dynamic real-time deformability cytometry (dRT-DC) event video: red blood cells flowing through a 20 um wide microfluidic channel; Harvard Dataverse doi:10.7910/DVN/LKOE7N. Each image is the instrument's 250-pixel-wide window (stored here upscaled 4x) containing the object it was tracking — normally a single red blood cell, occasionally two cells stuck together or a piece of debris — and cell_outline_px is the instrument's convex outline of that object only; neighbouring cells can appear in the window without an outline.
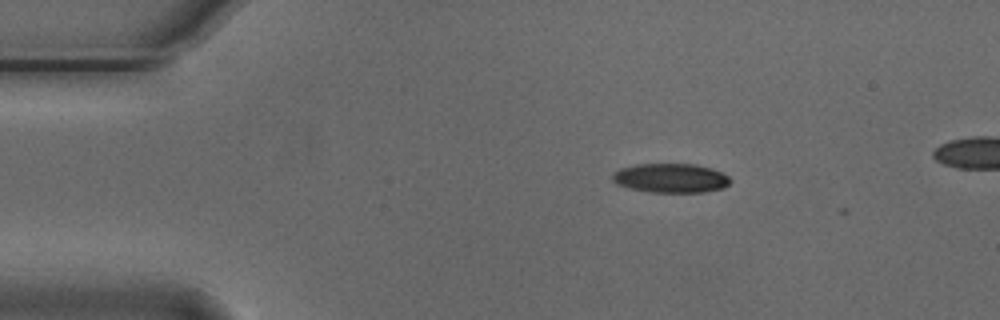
{"species": "Egyptian fruit bat (a non-hibernating species)", "species_latin": "Rousettus aegyptiacus", "temperature_condition": "cold", "stored_images_in_passage": 4, "camera_frame_rate_fps": 3000, "um_per_image_px": 0.085, "animal": {"sex": "male"}, "frame": {"image": 1, "passage_image": 1, "time_ms": 0.0, "image_size_px": [1000, 320], "cell_outline_px": [[732, 180], [724, 188], [704, 192], [652, 192], [628, 188], [616, 184], [612, 180], [612, 176], [620, 168], [636, 164], [696, 164], [712, 168], [728, 176]], "centroid_in_image_um": [57.02, 15.14], "position_along_channel_um": 28.0, "area_um2": 20.11}}